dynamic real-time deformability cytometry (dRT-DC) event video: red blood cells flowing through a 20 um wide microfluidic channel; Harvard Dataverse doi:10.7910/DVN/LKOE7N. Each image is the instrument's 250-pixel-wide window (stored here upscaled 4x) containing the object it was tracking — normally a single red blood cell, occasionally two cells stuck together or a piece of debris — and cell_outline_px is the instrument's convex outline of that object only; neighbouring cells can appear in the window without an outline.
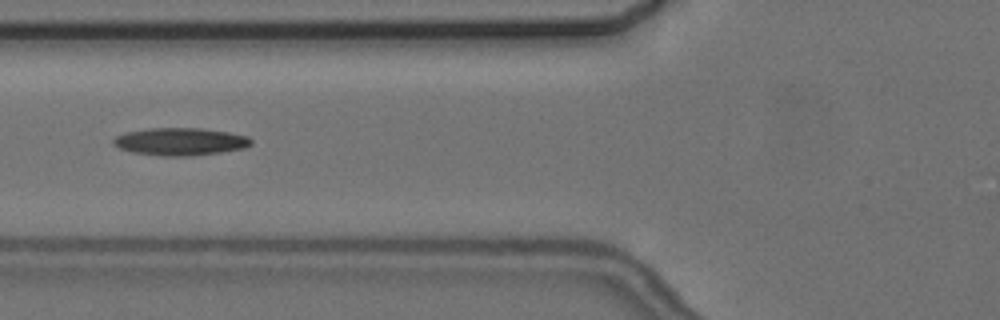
{"species": "common noctule bat (a hibernating species)", "species_latin": "Nyctalus noctula", "temperature_condition": "cold", "stored_images_in_passage": 5, "camera_frame_rate_fps": 3000, "um_per_image_px": 0.085, "animal": {"sex": "female", "body_mass_g": 24.6, "forearm_length_mm": 56.2}, "frame": {"image": 1, "passage_image": 2, "time_ms": 1.333, "image_size_px": [1000, 320], "cell_outline_px": [[252, 144], [244, 148], [220, 152], [188, 156], [160, 156], [132, 152], [120, 148], [112, 144], [112, 140], [116, 136], [124, 132], [148, 128], [200, 128], [228, 132], [248, 136], [252, 140]], "centroid_in_image_um": [15.3, 12.03], "position_along_channel_um": 110.5, "area_um2": 22.2}}
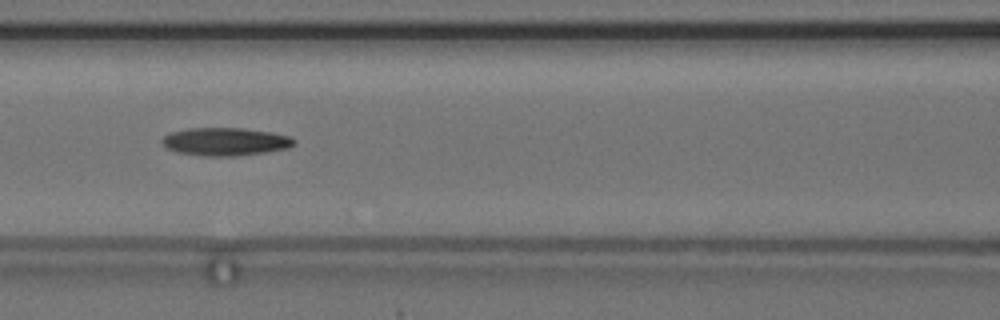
{"frame": {"image": 2, "passage_image": 3, "time_ms": 2.333, "image_size_px": [1000, 320], "cell_outline_px": [[296, 140], [288, 148], [264, 152], [236, 156], [204, 156], [176, 152], [168, 148], [160, 140], [164, 136], [172, 132], [188, 128], [244, 128], [272, 132], [292, 136]], "centroid_in_image_um": [19.16, 12.03], "position_along_channel_um": 147.4, "area_um2": 21.5}}
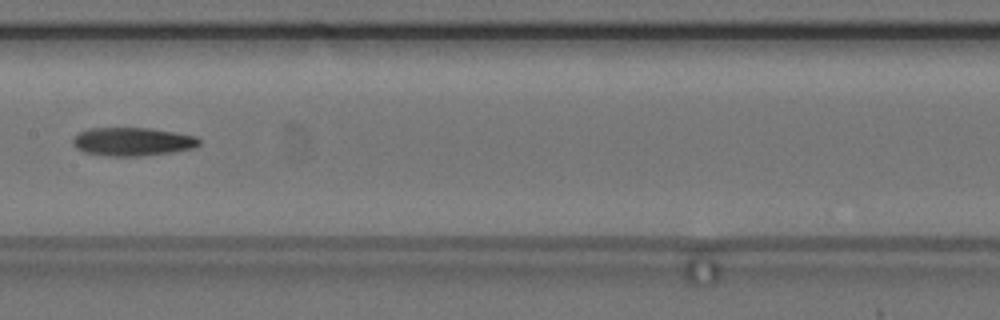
{"frame": {"image": 3, "passage_image": 4, "time_ms": 3.667, "image_size_px": [1000, 320], "cell_outline_px": [[200, 144], [196, 148], [172, 152], [140, 156], [108, 156], [84, 152], [76, 148], [72, 144], [72, 140], [80, 132], [88, 128], [148, 128], [176, 132], [196, 136], [200, 140]], "centroid_in_image_um": [11.28, 12.04], "position_along_channel_um": 196.1, "area_um2": 20.98}}